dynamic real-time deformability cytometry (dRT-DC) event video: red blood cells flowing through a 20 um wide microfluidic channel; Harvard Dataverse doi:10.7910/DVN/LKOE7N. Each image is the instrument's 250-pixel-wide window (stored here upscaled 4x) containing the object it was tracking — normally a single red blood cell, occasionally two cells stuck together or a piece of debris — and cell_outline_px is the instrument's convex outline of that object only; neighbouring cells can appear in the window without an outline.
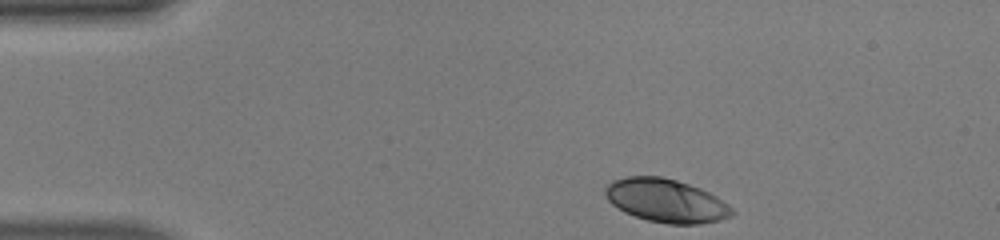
{"species": "human", "species_latin": "Homo sapiens", "temperature_condition": "warm", "stored_images_in_passage": 42, "camera_frame_rate_fps": 3000, "um_per_image_px": 0.085, "donor": {"sex": "male"}, "frame": {"image": 1, "passage_image": 1, "time_ms": 0.0, "image_size_px": [1000, 240], "cell_outline_px": [[736, 212], [732, 216], [720, 220], [700, 224], [668, 224], [648, 220], [624, 212], [612, 204], [608, 200], [604, 192], [604, 188], [612, 180], [628, 176], [660, 176], [676, 180], [700, 188], [716, 196], [728, 204]], "centroid_in_image_um": [56.62, 17.05], "position_along_channel_um": 28.4, "area_um2": 32.08}}
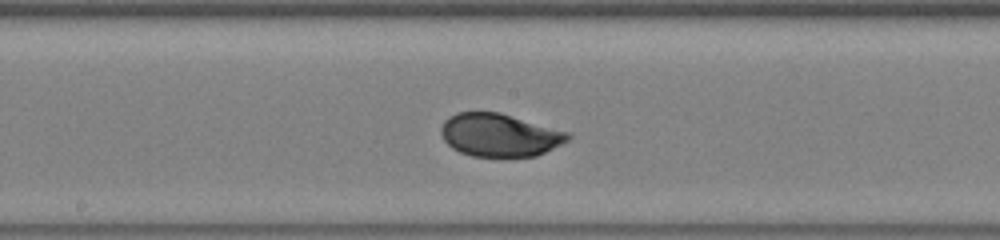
{"frame": {"image": 2, "passage_image": 19, "time_ms": 6.0, "image_size_px": [1000, 240], "cell_outline_px": [[572, 136], [568, 140], [536, 156], [472, 156], [460, 152], [452, 148], [444, 140], [440, 132], [440, 128], [444, 120], [448, 116], [456, 112], [500, 112], [572, 132]], "centroid_in_image_um": [42.46, 11.46], "position_along_channel_um": 205.7, "area_um2": 31.96}}
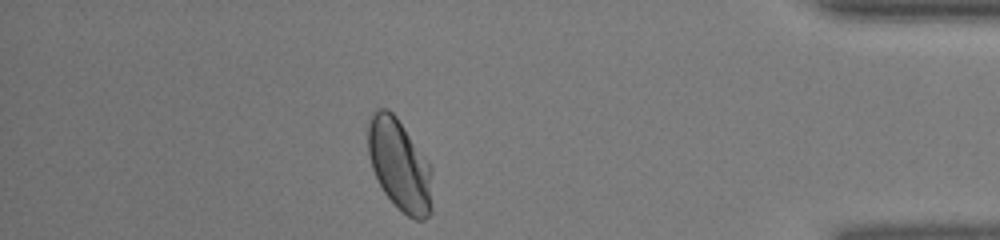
{"frame": {"image": 3, "passage_image": 36, "time_ms": 11.667, "image_size_px": [1000, 240], "cell_outline_px": [[432, 212], [424, 220], [416, 220], [408, 216], [384, 192], [372, 168], [368, 156], [368, 120], [372, 112], [376, 108], [388, 108], [396, 116], [428, 160], [432, 168]], "centroid_in_image_um": [33.98, 14.0], "position_along_channel_um": 401.2, "area_um2": 34.45}, "authors_computed_cell_mechanics": {"area_um2": 32.6859, "velocity_mm_per_s": 4.1389, "shape_relaxation_time_tau1_ms": 3.4721, "shape_relaxation_time_tau2_ms": null, "deformation_change_tau1": 0.1532, "deformation_change_tau2": null}}